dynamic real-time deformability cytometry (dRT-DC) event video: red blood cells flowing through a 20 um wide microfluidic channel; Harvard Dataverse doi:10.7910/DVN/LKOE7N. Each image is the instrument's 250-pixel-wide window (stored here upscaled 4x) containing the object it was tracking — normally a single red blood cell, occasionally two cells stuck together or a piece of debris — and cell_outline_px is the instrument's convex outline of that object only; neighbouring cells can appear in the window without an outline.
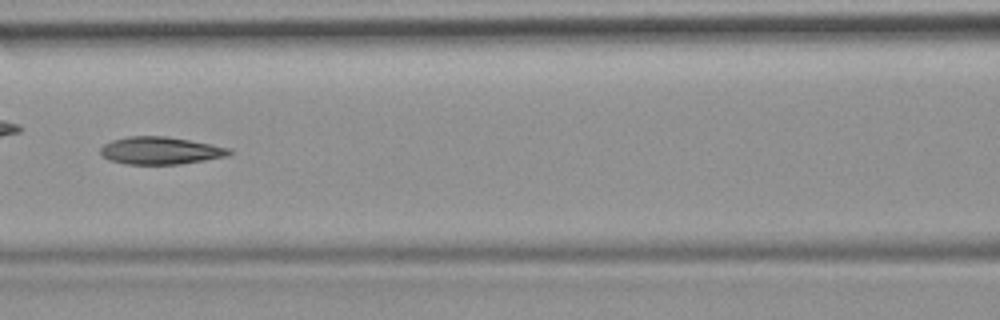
{"species": "common noctule bat (a hibernating species)", "species_latin": "Nyctalus noctula", "temperature_condition": "room temperature", "stored_images_in_passage": 52, "camera_frame_rate_fps": 3000, "um_per_image_px": 0.085, "animal": {"sex": "female", "body_mass_g": 19.9}, "frame": {"image": 1, "passage_image": 23, "time_ms": 7.333, "image_size_px": [1000, 320], "cell_outline_px": [[232, 152], [228, 156], [180, 164], [124, 164], [108, 160], [100, 152], [100, 148], [104, 144], [112, 140], [128, 136], [168, 136], [212, 144], [232, 148]], "centroid_in_image_um": [13.65, 12.79], "position_along_channel_um": 153.0, "area_um2": 20.75}, "authors_computed_cell_mechanics": {"area_um2": 20.808, "velocity_mm_per_s": 3.8824, "shape_relaxation_time_tau1_ms": null, "shape_relaxation_time_tau2_ms": 5.6311, "deformation_change_tau1": null, "deformation_change_tau2": 0.1465}}